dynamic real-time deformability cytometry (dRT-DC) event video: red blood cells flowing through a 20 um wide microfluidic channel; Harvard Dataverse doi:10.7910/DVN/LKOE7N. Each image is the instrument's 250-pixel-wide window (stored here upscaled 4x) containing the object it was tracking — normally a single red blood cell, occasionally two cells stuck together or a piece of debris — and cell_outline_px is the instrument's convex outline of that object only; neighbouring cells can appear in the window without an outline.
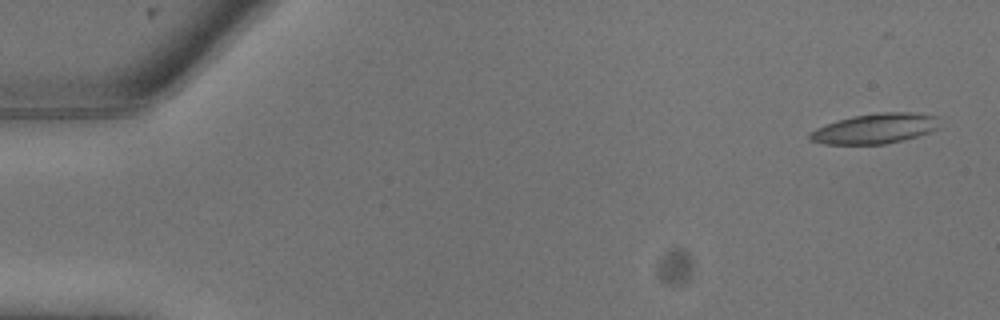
{"species": "common noctule bat (a hibernating species)", "species_latin": "Nyctalus noctula", "temperature_condition": "warm", "stored_images_in_passage": 9, "camera_frame_rate_fps": 3000, "um_per_image_px": 0.085, "animal": {"sex": "male", "body_mass_g": 13.3}, "frame": {"image": 1, "passage_image": 1, "time_ms": 0.0, "image_size_px": [1000, 320], "cell_outline_px": [[940, 128], [916, 136], [884, 144], [824, 144], [808, 140], [808, 132], [816, 128], [836, 120], [852, 116], [876, 112], [912, 112], [936, 116]], "centroid_in_image_um": [74.32, 10.92], "position_along_channel_um": 10.7, "area_um2": 22.83}}
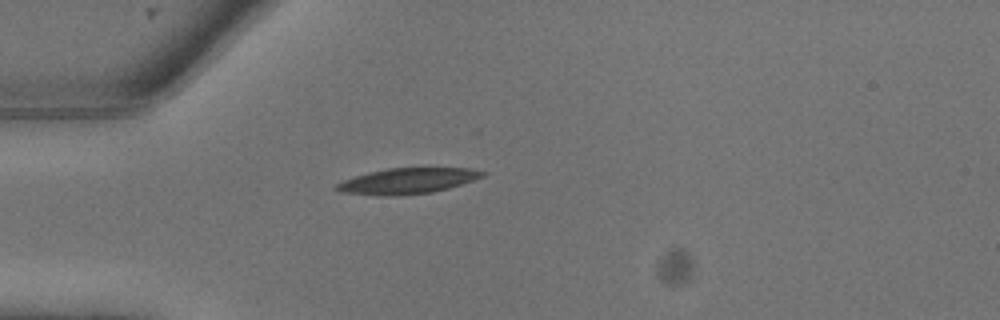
{"frame": {"image": 2, "passage_image": 7, "time_ms": 2.0, "image_size_px": [1000, 320], "cell_outline_px": [[484, 176], [448, 188], [432, 192], [400, 196], [376, 196], [340, 192], [332, 188], [336, 184], [344, 180], [368, 172], [388, 168], [468, 168], [484, 172]], "centroid_in_image_um": [34.55, 15.39], "position_along_channel_um": 50.4, "area_um2": 21.85}}
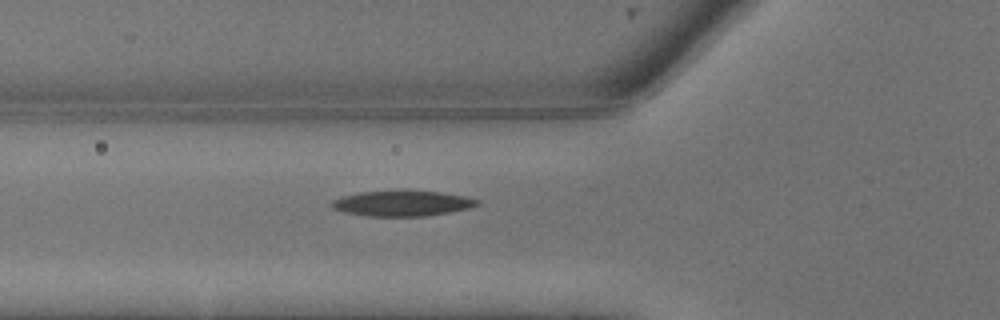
{"frame": {"image": 3, "passage_image": 9, "time_ms": 2.667, "image_size_px": [1000, 320], "cell_outline_px": [[480, 204], [472, 208], [452, 212], [428, 216], [368, 216], [344, 212], [332, 208], [328, 204], [332, 200], [340, 196], [360, 192], [400, 188], [440, 192], [464, 196], [480, 200]], "centroid_in_image_um": [34.18, 17.25], "position_along_channel_um": 91.6, "area_um2": 22.6}}